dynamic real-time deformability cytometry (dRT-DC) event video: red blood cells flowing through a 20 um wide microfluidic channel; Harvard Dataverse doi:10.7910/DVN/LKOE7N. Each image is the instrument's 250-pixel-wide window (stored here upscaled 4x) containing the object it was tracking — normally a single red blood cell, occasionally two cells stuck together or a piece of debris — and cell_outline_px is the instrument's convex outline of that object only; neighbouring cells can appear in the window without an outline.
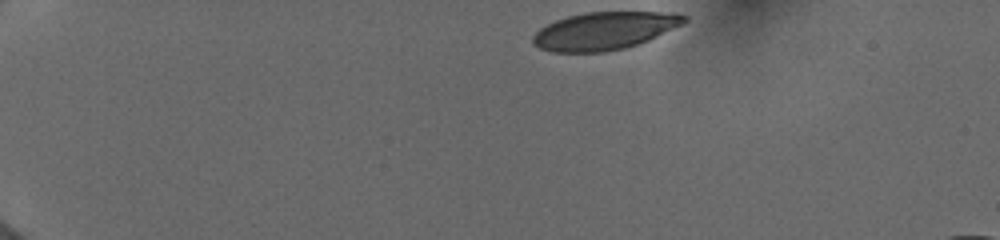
{"species": "human", "species_latin": "Homo sapiens", "temperature_condition": "cold", "stored_images_in_passage": 42, "camera_frame_rate_fps": 3000, "um_per_image_px": 0.085, "donor": {"sex": "female"}, "frame": {"image": 1, "passage_image": 1, "time_ms": 0.0, "image_size_px": [1000, 240], "cell_outline_px": [[688, 20], [640, 44], [624, 48], [604, 52], [552, 52], [540, 48], [532, 44], [532, 36], [540, 28], [556, 20], [568, 16], [584, 12], [676, 12], [688, 16]], "centroid_in_image_um": [51.35, 2.62], "position_along_channel_um": 33.6, "area_um2": 33.18}}
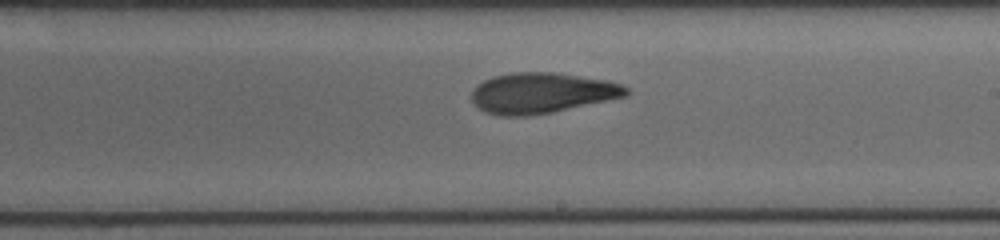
{"frame": {"image": 2, "passage_image": 23, "time_ms": 7.667, "image_size_px": [1000, 240], "cell_outline_px": [[628, 96], [552, 112], [528, 116], [500, 116], [484, 112], [472, 100], [472, 92], [476, 84], [492, 76], [516, 72], [552, 72], [608, 80], [624, 84], [628, 88]], "centroid_in_image_um": [46.06, 7.9], "position_along_channel_um": 242.9, "area_um2": 36.65}}
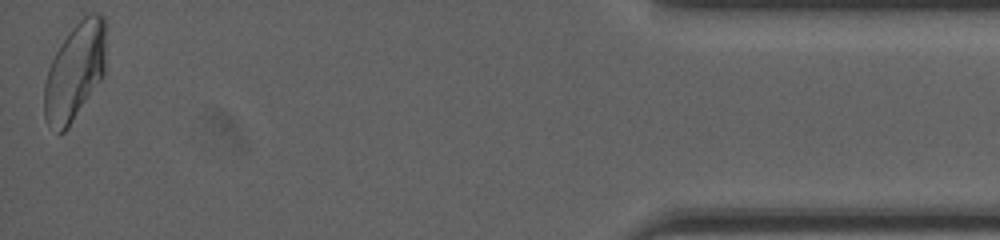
{"frame": {"image": 3, "passage_image": 42, "time_ms": 14.0, "image_size_px": [1000, 240], "cell_outline_px": [[104, 76], [68, 128], [64, 132], [60, 132], [48, 124], [44, 120], [44, 84], [48, 68], [60, 44], [72, 28], [84, 16], [92, 12], [100, 12], [104, 16]], "centroid_in_image_um": [6.35, 6.09], "position_along_channel_um": 428.8, "area_um2": 34.74}, "authors_computed_cell_mechanics": {"area_um2": 35.8938, "velocity_mm_per_s": 3.9732, "shape_relaxation_time_tau1_ms": 4.2398, "shape_relaxation_time_tau2_ms": 2.0854, "deformation_change_tau1": 0.1803, "deformation_change_tau2": 0.0961}}